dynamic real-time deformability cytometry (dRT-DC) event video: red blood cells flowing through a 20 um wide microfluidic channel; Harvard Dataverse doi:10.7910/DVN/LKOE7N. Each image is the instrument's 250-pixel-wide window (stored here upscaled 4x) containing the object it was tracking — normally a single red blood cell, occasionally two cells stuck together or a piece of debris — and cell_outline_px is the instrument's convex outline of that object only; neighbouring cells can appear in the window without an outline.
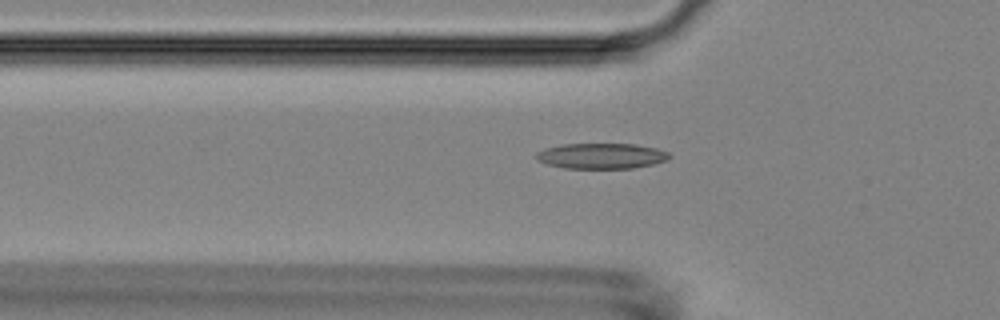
{"species": "Egyptian fruit bat (a non-hibernating species)", "species_latin": "Rousettus aegyptiacus", "temperature_condition": "room temperature", "stored_images_in_passage": 54, "camera_frame_rate_fps": 3000, "um_per_image_px": 0.085, "animal": {"sex": "female"}, "frame": {"image": 1, "passage_image": 18, "time_ms": 5.667, "image_size_px": [1000, 320], "cell_outline_px": [[672, 156], [668, 160], [652, 164], [632, 168], [564, 168], [548, 164], [536, 160], [536, 152], [544, 148], [564, 144], [636, 144], [656, 148], [668, 152]], "centroid_in_image_um": [51.12, 13.25], "position_along_channel_um": 74.7, "area_um2": 19.83}}
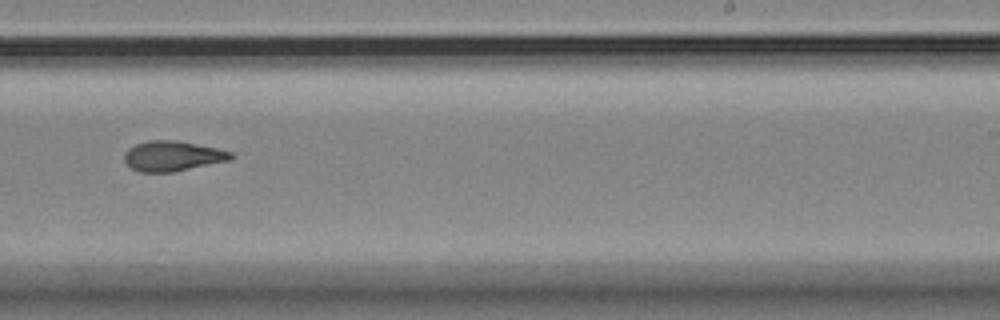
{"frame": {"image": 2, "passage_image": 34, "time_ms": 11.0, "image_size_px": [1000, 320], "cell_outline_px": [[236, 156], [228, 160], [172, 172], [140, 172], [132, 168], [124, 160], [124, 152], [128, 148], [136, 144], [148, 140], [176, 140], [216, 148], [232, 152]], "centroid_in_image_um": [14.64, 13.25], "position_along_channel_um": 274.4, "area_um2": 18.55}}
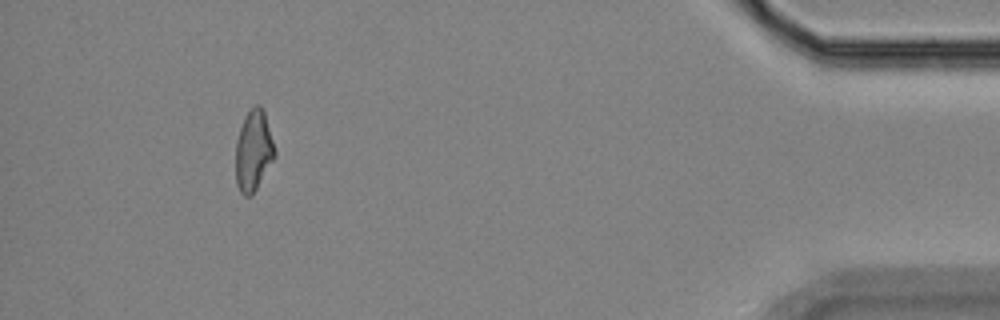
{"frame": {"image": 3, "passage_image": 50, "time_ms": 16.333, "image_size_px": [1000, 320], "cell_outline_px": [[276, 156], [252, 196], [244, 196], [240, 192], [236, 184], [236, 140], [244, 116], [256, 104], [260, 104], [264, 108], [276, 152]], "centroid_in_image_um": [21.55, 12.81], "position_along_channel_um": 413.6, "area_um2": 18.61}, "authors_computed_cell_mechanics": {"area_um2": 18.6694, "velocity_mm_per_s": 3.726, "shape_relaxation_time_tau1_ms": 6.9444, "shape_relaxation_time_tau2_ms": 3.1804, "deformation_change_tau1": 0.1895, "deformation_change_tau2": 0.1165}}